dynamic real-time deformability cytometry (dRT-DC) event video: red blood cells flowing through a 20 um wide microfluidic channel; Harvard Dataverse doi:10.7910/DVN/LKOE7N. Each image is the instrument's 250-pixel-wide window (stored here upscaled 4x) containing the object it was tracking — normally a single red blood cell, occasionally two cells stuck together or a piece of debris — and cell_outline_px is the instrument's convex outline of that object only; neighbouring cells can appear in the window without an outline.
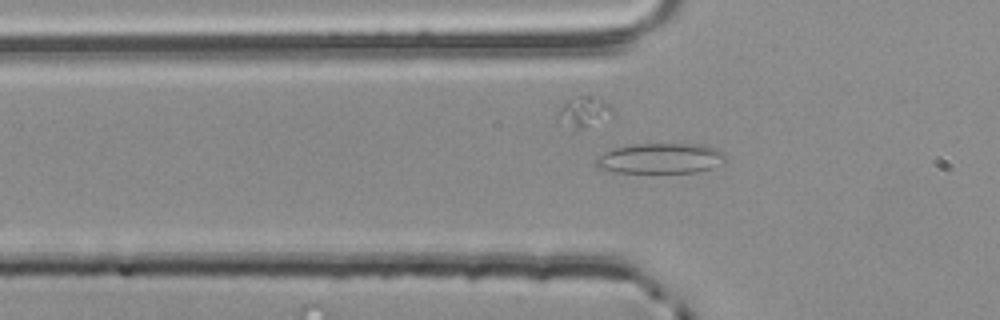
{"species": "common noctule bat (a hibernating species)", "species_latin": "Nyctalus noctula", "temperature_condition": "room temperature", "stored_images_in_passage": 40, "camera_frame_rate_fps": 3000, "um_per_image_px": 0.085, "animal": {"sex": "male", "body_mass_g": 20.4}, "frame": {"image": 1, "passage_image": 3, "time_ms": 0.667, "image_size_px": [1000, 320], "cell_outline_px": [[728, 156], [724, 160], [708, 168], [696, 172], [616, 172], [596, 168], [596, 156], [604, 152], [616, 148], [632, 144], [700, 144], [716, 148], [724, 152]], "centroid_in_image_um": [56.1, 13.45], "position_along_channel_um": 69.7, "area_um2": 22.72}}
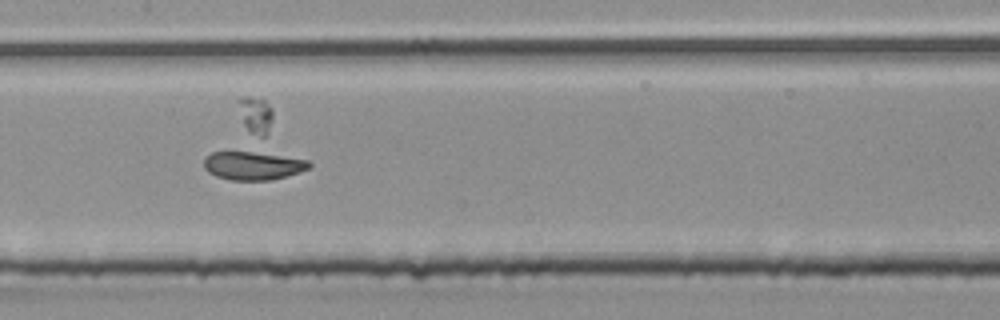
{"frame": {"image": 2, "passage_image": 12, "time_ms": 3.667, "image_size_px": [1000, 320], "cell_outline_px": [[312, 164], [308, 168], [300, 172], [272, 180], [228, 180], [216, 176], [208, 172], [204, 168], [204, 160], [212, 152], [264, 152], [308, 160]], "centroid_in_image_um": [21.52, 14.08], "position_along_channel_um": 185.9, "area_um2": 17.46}}
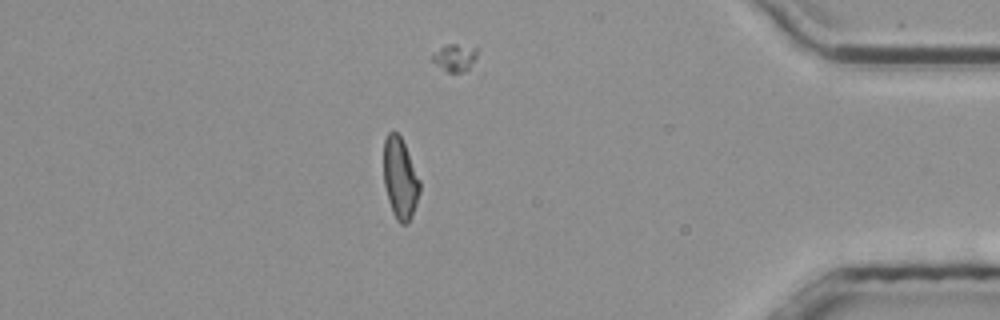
{"frame": {"image": 3, "passage_image": 32, "time_ms": 10.333, "image_size_px": [1000, 320], "cell_outline_px": [[420, 192], [412, 216], [408, 224], [400, 224], [396, 220], [392, 212], [388, 200], [384, 184], [384, 140], [388, 132], [396, 132], [400, 136], [404, 144], [420, 180]], "centroid_in_image_um": [34.01, 15.2], "position_along_channel_um": 401.2, "area_um2": 17.05}, "authors_computed_cell_mechanics": {"area_um2": 17.4267, "velocity_mm_per_s": 3.8569, "shape_relaxation_time_tau1_ms": null, "shape_relaxation_time_tau2_ms": 1.8519, "deformation_change_tau1": null, "deformation_change_tau2": 0.0781}}